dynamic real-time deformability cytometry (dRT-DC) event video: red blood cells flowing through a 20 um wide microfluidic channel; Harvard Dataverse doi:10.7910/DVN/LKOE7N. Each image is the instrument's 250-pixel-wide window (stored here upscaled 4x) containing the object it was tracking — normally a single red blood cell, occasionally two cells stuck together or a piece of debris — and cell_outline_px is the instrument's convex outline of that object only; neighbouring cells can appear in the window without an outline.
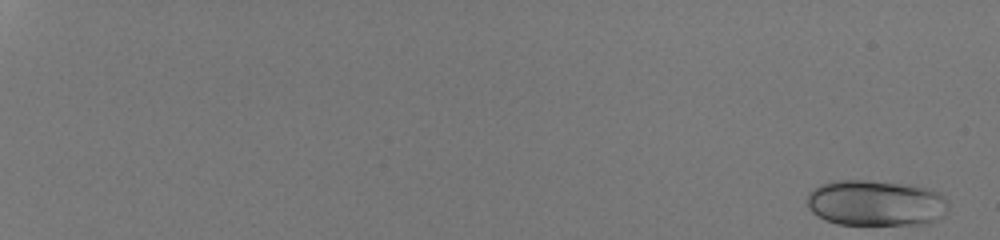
{"species": "human", "species_latin": "Homo sapiens", "temperature_condition": "room temperature", "stored_images_in_passage": 53, "camera_frame_rate_fps": 3000, "um_per_image_px": 0.085, "donor": {"sex": "male"}, "frame": {"image": 1, "passage_image": 1, "time_ms": 0.0, "image_size_px": [1000, 240], "cell_outline_px": [[948, 208], [944, 216], [928, 224], [836, 224], [824, 220], [812, 212], [808, 208], [808, 192], [820, 184], [832, 180], [868, 180], [912, 184], [928, 188], [940, 192], [948, 200]], "centroid_in_image_um": [74.47, 17.24], "position_along_channel_um": 10.5, "area_um2": 38.44}}
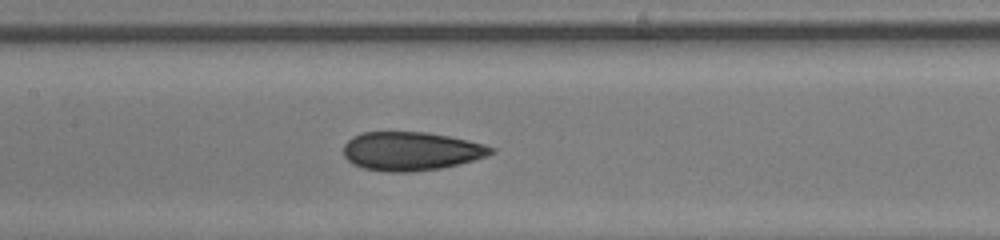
{"frame": {"image": 2, "passage_image": 31, "time_ms": 10.0, "image_size_px": [1000, 240], "cell_outline_px": [[496, 152], [472, 160], [440, 168], [408, 172], [384, 172], [364, 168], [352, 164], [344, 156], [344, 144], [352, 136], [364, 132], [424, 132], [448, 136], [468, 140], [484, 144], [492, 148]], "centroid_in_image_um": [34.89, 12.84], "position_along_channel_um": 172.5, "area_um2": 33.0}}
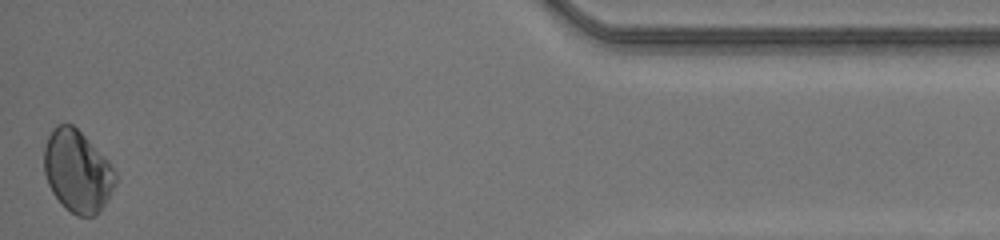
{"frame": {"image": 3, "passage_image": 53, "time_ms": 17.333, "image_size_px": [1000, 240], "cell_outline_px": [[116, 180], [108, 200], [100, 212], [96, 216], [76, 216], [60, 204], [52, 192], [48, 184], [44, 172], [44, 148], [48, 136], [56, 124], [72, 124], [108, 160], [116, 172]], "centroid_in_image_um": [6.57, 14.59], "position_along_channel_um": 428.6, "area_um2": 34.1}, "authors_computed_cell_mechanics": {"area_um2": 33.2928, "velocity_mm_per_s": 4.2349, "shape_relaxation_time_tau1_ms": 6.6585, "shape_relaxation_time_tau2_ms": 1.1341, "deformation_change_tau1": 0.1488, "deformation_change_tau2": 0.0331}}